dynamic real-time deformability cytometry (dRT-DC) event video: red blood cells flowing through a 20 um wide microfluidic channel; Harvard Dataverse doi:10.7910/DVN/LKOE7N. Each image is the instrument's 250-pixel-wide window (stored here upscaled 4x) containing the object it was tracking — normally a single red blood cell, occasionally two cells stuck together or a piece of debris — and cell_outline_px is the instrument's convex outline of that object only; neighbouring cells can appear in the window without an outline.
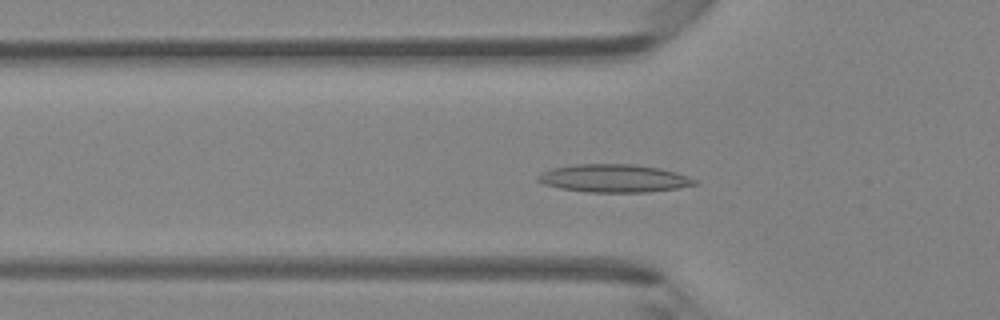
{"species": "Egyptian fruit bat (a non-hibernating species)", "species_latin": "Rousettus aegyptiacus", "temperature_condition": "room temperature", "stored_images_in_passage": 46, "camera_frame_rate_fps": 3000, "um_per_image_px": 0.085, "animal": {"sex": "female"}, "frame": {"image": 1, "passage_image": 14, "time_ms": 4.333, "image_size_px": [1000, 320], "cell_outline_px": [[696, 184], [676, 188], [648, 192], [588, 192], [560, 188], [544, 184], [536, 180], [536, 176], [540, 172], [552, 168], [576, 164], [636, 164], [660, 168], [676, 172], [696, 180]], "centroid_in_image_um": [52.13, 15.15], "position_along_channel_um": 73.7, "area_um2": 25.49}}
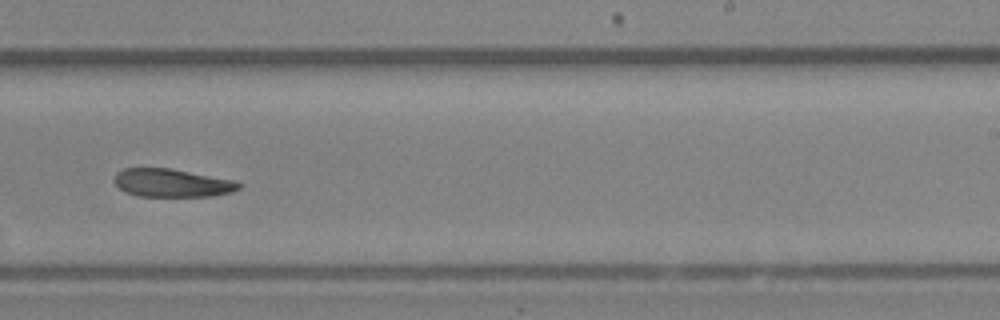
{"frame": {"image": 2, "passage_image": 28, "time_ms": 9.0, "image_size_px": [1000, 320], "cell_outline_px": [[244, 184], [240, 188], [232, 192], [212, 196], [136, 196], [124, 192], [112, 180], [116, 172], [124, 168], [168, 168], [236, 180]], "centroid_in_image_um": [14.62, 15.55], "position_along_channel_um": 274.4, "area_um2": 20.63}}
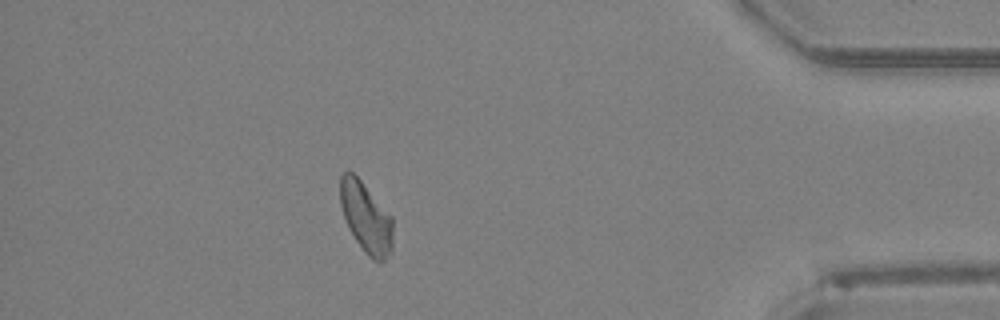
{"frame": {"image": 3, "passage_image": 40, "time_ms": 13.0, "image_size_px": [1000, 320], "cell_outline_px": [[392, 248], [384, 260], [372, 260], [364, 252], [348, 228], [340, 204], [340, 176], [344, 172], [352, 172], [360, 180], [392, 216]], "centroid_in_image_um": [31.1, 18.49], "position_along_channel_um": 404.1, "area_um2": 21.33}}